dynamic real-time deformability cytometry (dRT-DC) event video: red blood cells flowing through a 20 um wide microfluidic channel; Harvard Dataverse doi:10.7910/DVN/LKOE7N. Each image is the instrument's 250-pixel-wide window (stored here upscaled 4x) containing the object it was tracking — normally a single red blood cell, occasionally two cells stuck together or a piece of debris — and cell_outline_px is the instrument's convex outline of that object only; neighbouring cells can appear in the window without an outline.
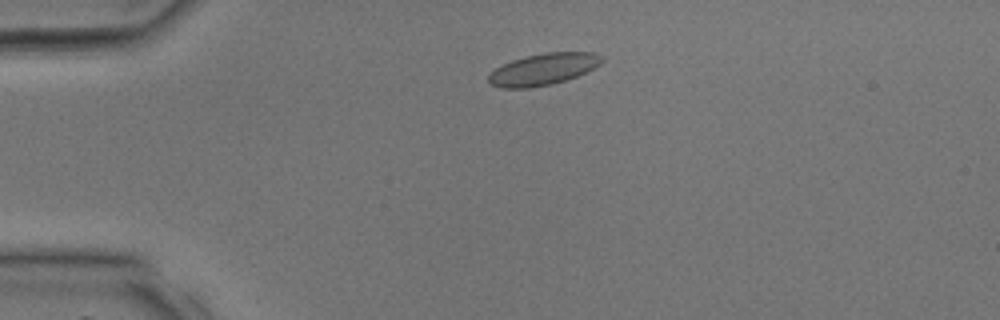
{"species": "common noctule bat (a hibernating species)", "species_latin": "Nyctalus noctula", "temperature_condition": "room temperature", "stored_images_in_passage": 29, "camera_frame_rate_fps": 3000, "um_per_image_px": 0.085, "animal": {"sex": "male", "body_mass_g": 17.9, "forearm_length_mm": 54.2}, "frame": {"image": 1, "passage_image": 3, "time_ms": 0.667, "image_size_px": [1000, 320], "cell_outline_px": [[604, 60], [600, 64], [576, 76], [552, 84], [528, 88], [500, 88], [488, 84], [488, 76], [496, 68], [512, 60], [524, 56], [544, 52], [592, 52], [604, 56]], "centroid_in_image_um": [46.15, 5.88], "position_along_channel_um": 38.8, "area_um2": 20.87}}
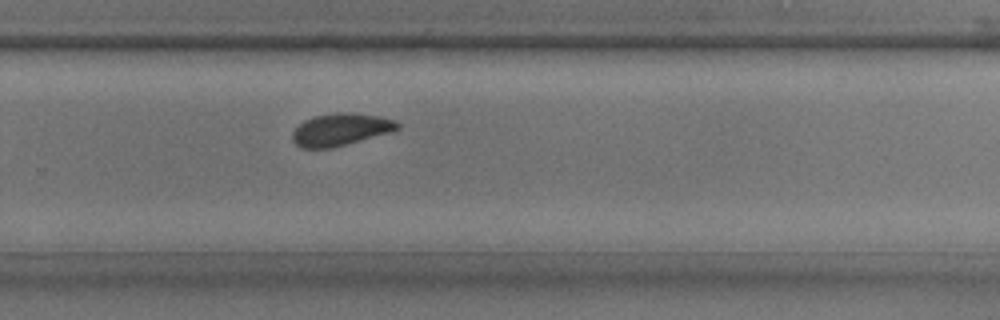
{"frame": {"image": 2, "passage_image": 20, "time_ms": 6.333, "image_size_px": [1000, 320], "cell_outline_px": [[400, 128], [392, 132], [332, 148], [300, 148], [292, 140], [292, 132], [304, 120], [312, 116], [344, 112], [356, 112], [380, 116], [396, 120], [400, 124]], "centroid_in_image_um": [28.98, 11.0], "position_along_channel_um": 300.8, "area_um2": 20.0}}
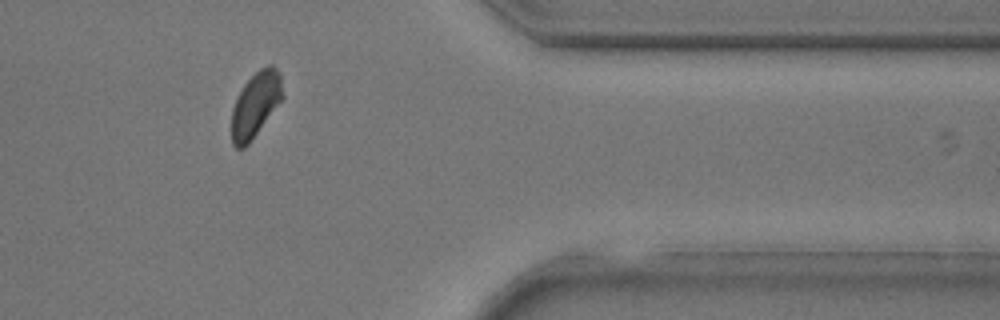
{"frame": {"image": 3, "passage_image": 26, "time_ms": 8.333, "image_size_px": [1000, 320], "cell_outline_px": [[284, 96], [248, 144], [244, 148], [236, 148], [232, 144], [232, 108], [244, 84], [260, 68], [268, 64], [272, 64], [280, 72]], "centroid_in_image_um": [21.73, 8.86], "position_along_channel_um": 389.7, "area_um2": 19.07}}